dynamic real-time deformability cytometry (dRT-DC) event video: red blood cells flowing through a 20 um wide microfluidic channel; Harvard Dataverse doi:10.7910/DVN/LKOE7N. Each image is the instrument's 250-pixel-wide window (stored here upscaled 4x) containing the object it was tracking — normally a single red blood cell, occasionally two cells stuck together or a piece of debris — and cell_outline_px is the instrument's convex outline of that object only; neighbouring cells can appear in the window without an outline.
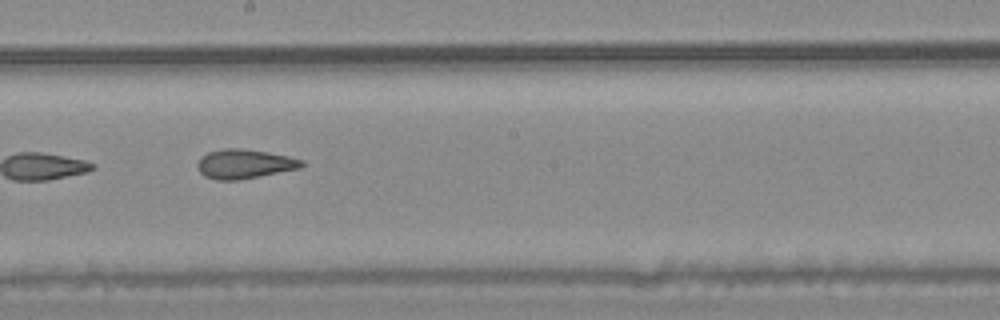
{"species": "common noctule bat (a hibernating species)", "species_latin": "Nyctalus noctula", "temperature_condition": "warm", "stored_images_in_passage": 9, "camera_frame_rate_fps": 3000, "um_per_image_px": 0.085, "animal": {"sex": "male", "body_mass_g": 20.4}, "frame": {"image": 1, "passage_image": 9, "time_ms": 2.667, "image_size_px": [1000, 320], "cell_outline_px": [[304, 164], [300, 168], [236, 180], [216, 180], [204, 176], [200, 172], [196, 164], [200, 156], [208, 152], [224, 148], [240, 148], [268, 152], [288, 156], [304, 160]], "centroid_in_image_um": [20.74, 13.92], "position_along_channel_um": 227.5, "area_um2": 17.74}}